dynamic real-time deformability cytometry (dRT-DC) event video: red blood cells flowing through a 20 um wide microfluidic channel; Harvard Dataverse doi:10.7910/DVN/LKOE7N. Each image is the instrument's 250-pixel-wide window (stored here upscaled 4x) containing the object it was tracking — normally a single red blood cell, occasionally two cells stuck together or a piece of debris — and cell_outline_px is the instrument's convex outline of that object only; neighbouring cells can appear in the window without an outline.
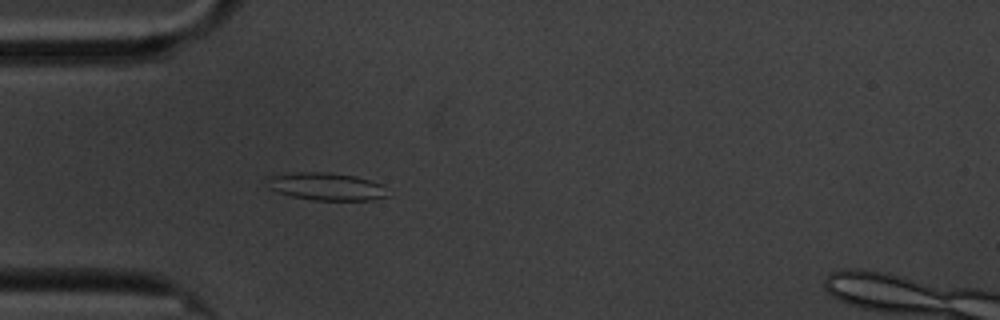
{"species": "common noctule bat (a hibernating species)", "species_latin": "Nyctalus noctula", "temperature_condition": "cold", "stored_images_in_passage": 20, "camera_frame_rate_fps": 3000, "um_per_image_px": 0.085, "animal": {"sex": "male", "body_mass_g": 20.1, "forearm_length_mm": 53.5}, "frame": {"image": 1, "passage_image": 2, "time_ms": 0.333, "image_size_px": [1000, 320], "cell_outline_px": [[388, 196], [372, 200], [316, 200], [292, 196], [268, 188], [264, 176], [296, 172], [328, 172], [356, 176], [380, 184]], "centroid_in_image_um": [27.65, 15.84], "position_along_channel_um": 57.3, "area_um2": 19.31}}
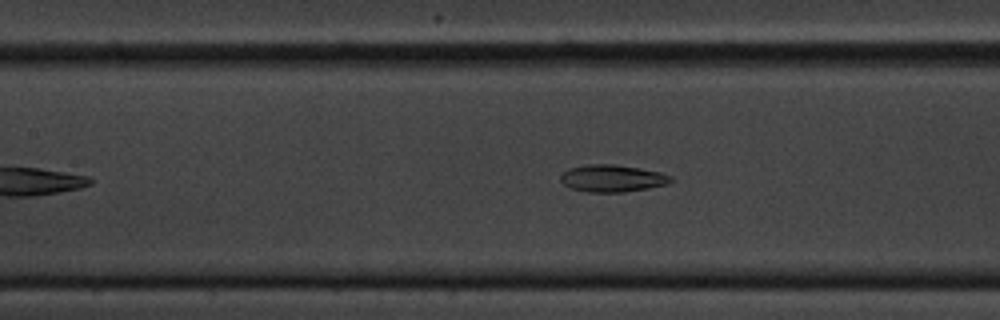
{"frame": {"image": 2, "passage_image": 11, "time_ms": 3.333, "image_size_px": [1000, 320], "cell_outline_px": [[672, 180], [668, 184], [648, 188], [624, 192], [588, 192], [568, 188], [560, 180], [560, 176], [564, 172], [572, 168], [588, 164], [616, 164], [640, 168], [660, 172], [672, 176]], "centroid_in_image_um": [52.05, 15.16], "position_along_channel_um": 155.3, "area_um2": 17.46}}
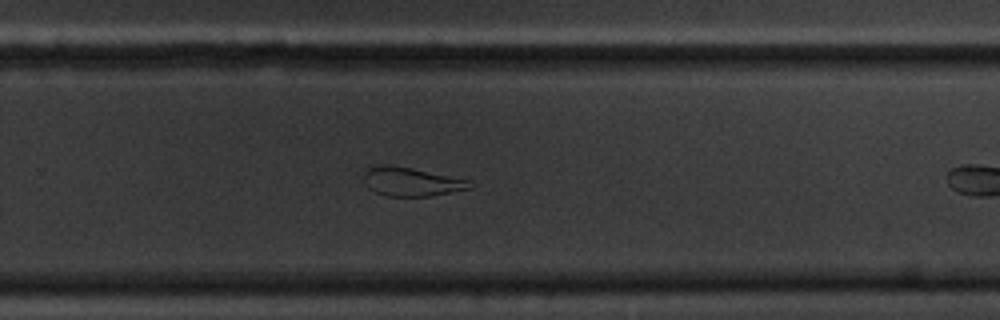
{"frame": {"image": 3, "passage_image": 19, "time_ms": 6.0, "image_size_px": [1000, 320], "cell_outline_px": [[476, 184], [472, 188], [428, 196], [388, 196], [376, 192], [368, 188], [364, 180], [364, 172], [368, 168], [384, 164], [392, 164], [472, 180]], "centroid_in_image_um": [35.01, 15.43], "position_along_channel_um": 294.8, "area_um2": 17.92}}